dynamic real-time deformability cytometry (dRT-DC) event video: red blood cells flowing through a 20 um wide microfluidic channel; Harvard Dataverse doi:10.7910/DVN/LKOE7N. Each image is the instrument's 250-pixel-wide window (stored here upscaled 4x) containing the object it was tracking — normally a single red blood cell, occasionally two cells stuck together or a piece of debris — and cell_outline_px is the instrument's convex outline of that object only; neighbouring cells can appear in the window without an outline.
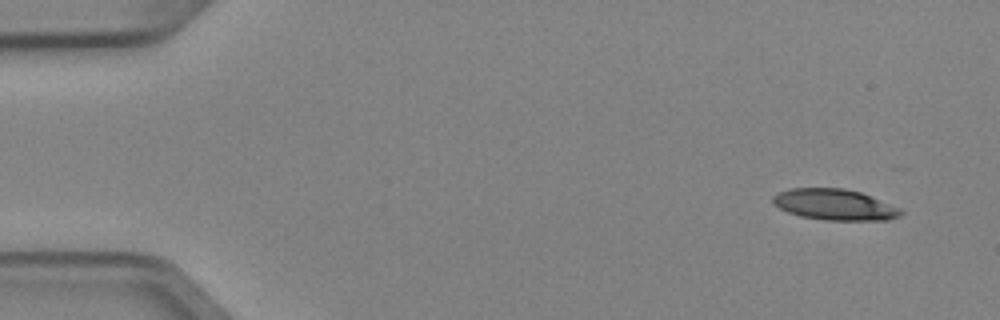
{"species": "Egyptian fruit bat (a non-hibernating species)", "species_latin": "Rousettus aegyptiacus", "temperature_condition": "cold", "stored_images_in_passage": 4, "camera_frame_rate_fps": 3000, "um_per_image_px": 0.085, "animal": {"sex": "female"}, "frame": {"image": 1, "passage_image": 1, "time_ms": 0.0, "image_size_px": [1000, 320], "cell_outline_px": [[904, 212], [900, 216], [888, 220], [824, 220], [800, 216], [788, 212], [772, 204], [772, 196], [776, 192], [788, 188], [844, 188], [860, 192], [900, 208]], "centroid_in_image_um": [70.9, 17.39], "position_along_channel_um": 14.1, "area_um2": 23.24}}
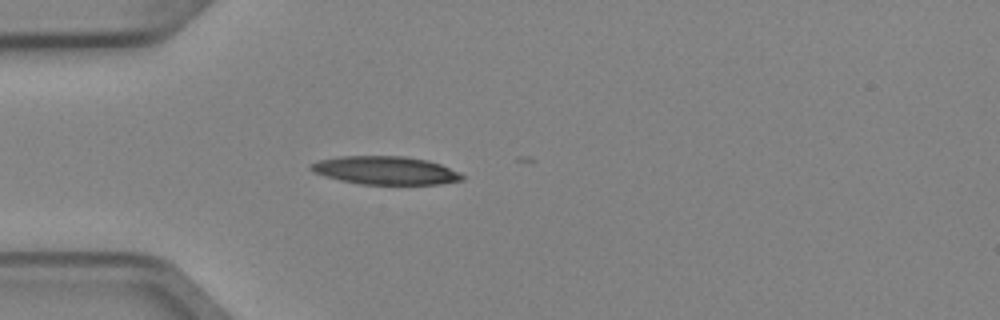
{"frame": {"image": 2, "passage_image": 4, "time_ms": 1.0, "image_size_px": [1000, 320], "cell_outline_px": [[464, 180], [440, 184], [360, 184], [340, 180], [324, 176], [312, 172], [308, 168], [312, 164], [320, 160], [340, 156], [404, 156], [428, 160], [440, 164], [460, 172], [464, 176]], "centroid_in_image_um": [32.77, 14.48], "position_along_channel_um": 52.2, "area_um2": 24.91}}